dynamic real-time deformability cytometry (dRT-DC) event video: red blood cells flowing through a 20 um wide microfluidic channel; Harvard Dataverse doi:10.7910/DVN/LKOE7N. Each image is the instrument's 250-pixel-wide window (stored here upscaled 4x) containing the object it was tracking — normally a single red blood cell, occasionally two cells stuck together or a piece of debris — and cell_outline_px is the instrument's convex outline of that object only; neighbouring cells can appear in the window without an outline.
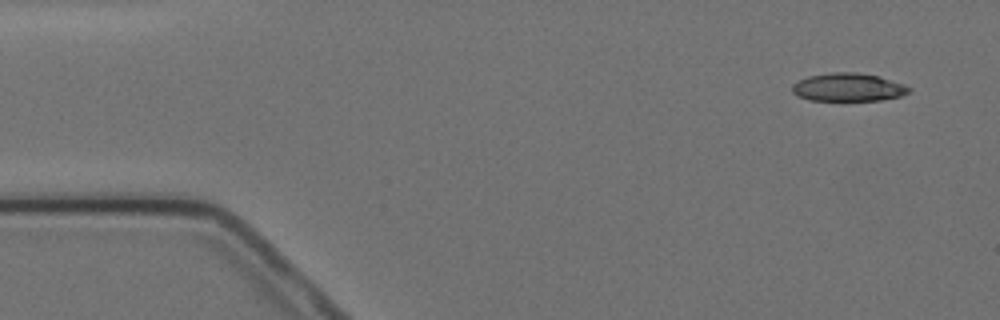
{"species": "Egyptian fruit bat (a non-hibernating species)", "species_latin": "Rousettus aegyptiacus", "temperature_condition": "cold", "stored_images_in_passage": 14, "camera_frame_rate_fps": 3000, "um_per_image_px": 0.085, "animal": {"sex": "female"}, "frame": {"image": 1, "passage_image": 1, "time_ms": 0.0, "image_size_px": [1000, 320], "cell_outline_px": [[912, 92], [900, 96], [880, 100], [808, 100], [796, 96], [792, 92], [792, 84], [808, 76], [832, 72], [856, 72], [876, 76], [904, 84], [912, 88]], "centroid_in_image_um": [72.09, 7.42], "position_along_channel_um": 12.9, "area_um2": 19.13}}
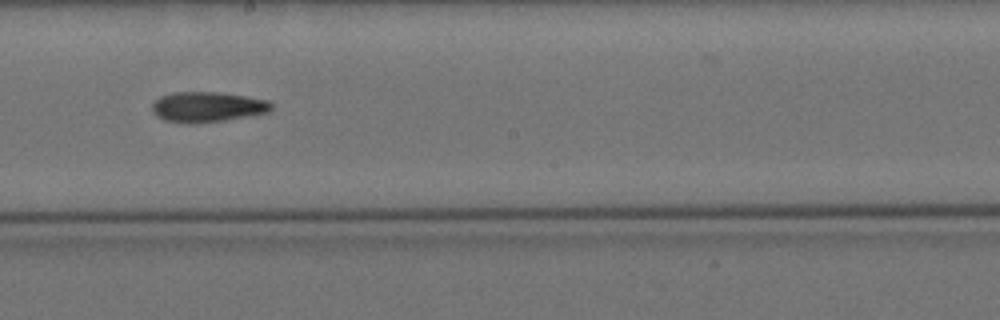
{"frame": {"image": 2, "passage_image": 8, "time_ms": 9.0, "image_size_px": [1000, 320], "cell_outline_px": [[272, 108], [268, 112], [224, 120], [188, 124], [164, 120], [156, 116], [152, 108], [152, 104], [160, 96], [172, 92], [216, 92], [244, 96], [268, 100], [272, 104]], "centroid_in_image_um": [17.59, 9.08], "position_along_channel_um": 230.6, "area_um2": 20.87}}
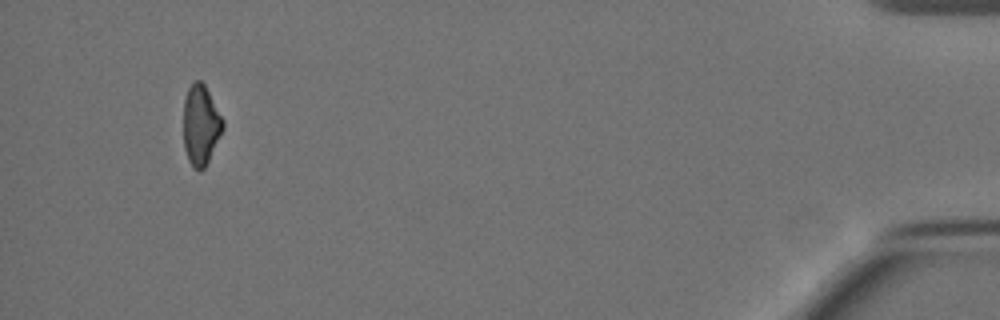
{"frame": {"image": 3, "passage_image": 14, "time_ms": 16.667, "image_size_px": [1000, 320], "cell_outline_px": [[224, 128], [204, 168], [200, 172], [192, 168], [188, 160], [184, 148], [184, 100], [188, 88], [196, 80], [200, 80], [204, 84], [224, 120]], "centroid_in_image_um": [17.06, 10.65], "position_along_channel_um": 418.1, "area_um2": 18.32}, "authors_computed_cell_mechanics": {"area_um2": 20.1433, "velocity_mm_per_s": 3.4971, "shape_relaxation_time_tau1_ms": 6.0011, "shape_relaxation_time_tau2_ms": 8.778, "deformation_change_tau1": 0.153, "deformation_change_tau2": 0.207}}